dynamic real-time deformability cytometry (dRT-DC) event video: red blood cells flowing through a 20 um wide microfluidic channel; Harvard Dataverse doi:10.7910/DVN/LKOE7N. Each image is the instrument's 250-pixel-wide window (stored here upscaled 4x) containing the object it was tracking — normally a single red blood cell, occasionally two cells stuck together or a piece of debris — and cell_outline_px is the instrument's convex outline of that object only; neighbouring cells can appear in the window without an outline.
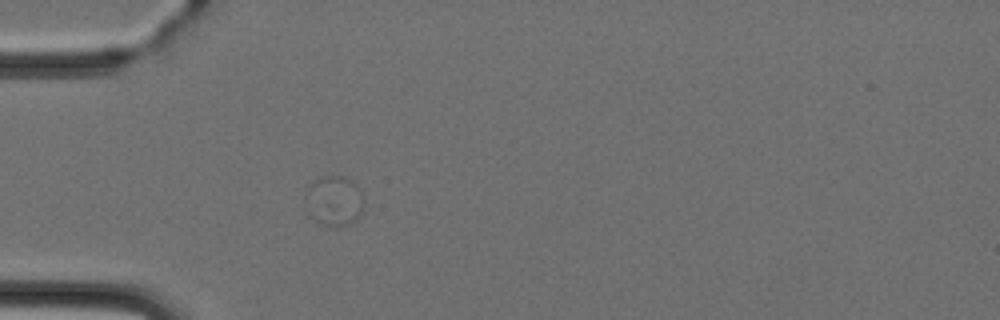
{"species": "Egyptian fruit bat (a non-hibernating species)", "species_latin": "Rousettus aegyptiacus", "temperature_condition": "cold", "stored_images_in_passage": 4, "camera_frame_rate_fps": 3000, "um_per_image_px": 0.085, "animal": {"sex": "female"}, "frame": {"image": 1, "passage_image": 4, "time_ms": 4.667, "image_size_px": [1000, 320], "cell_outline_px": [[364, 204], [356, 220], [348, 224], [336, 228], [320, 224], [312, 216], [304, 204], [304, 192], [308, 184], [320, 176], [340, 176], [356, 184], [364, 200]], "centroid_in_image_um": [28.34, 17.07], "position_along_channel_um": 56.7, "area_um2": 17.28}}